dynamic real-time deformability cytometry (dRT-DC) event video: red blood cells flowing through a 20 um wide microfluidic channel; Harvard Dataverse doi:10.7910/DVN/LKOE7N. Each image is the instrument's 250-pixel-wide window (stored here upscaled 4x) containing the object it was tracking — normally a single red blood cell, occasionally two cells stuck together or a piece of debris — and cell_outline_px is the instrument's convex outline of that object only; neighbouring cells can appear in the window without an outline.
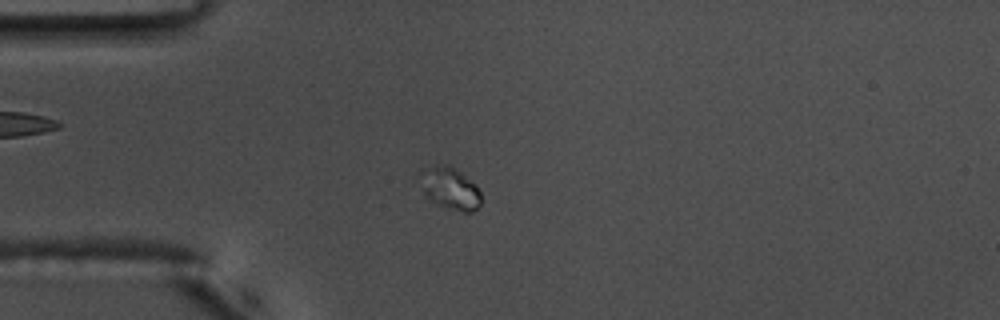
{"species": "common noctule bat (a hibernating species)", "species_latin": "Nyctalus noctula", "temperature_condition": "warm", "stored_images_in_passage": 57, "camera_frame_rate_fps": 3000, "um_per_image_px": 0.085, "animal": {"sex": "male", "body_mass_g": 17.5, "forearm_length_mm": 52.3}, "frame": {"image": 1, "passage_image": 13, "time_ms": 4.0, "image_size_px": [1000, 320], "cell_outline_px": [[480, 204], [472, 212], [464, 212], [448, 208], [436, 204], [428, 200], [424, 196], [420, 172], [424, 168], [436, 164], [448, 164], [460, 172], [480, 192]], "centroid_in_image_um": [38.19, 16.01], "position_along_channel_um": 46.8, "area_um2": 14.74}}
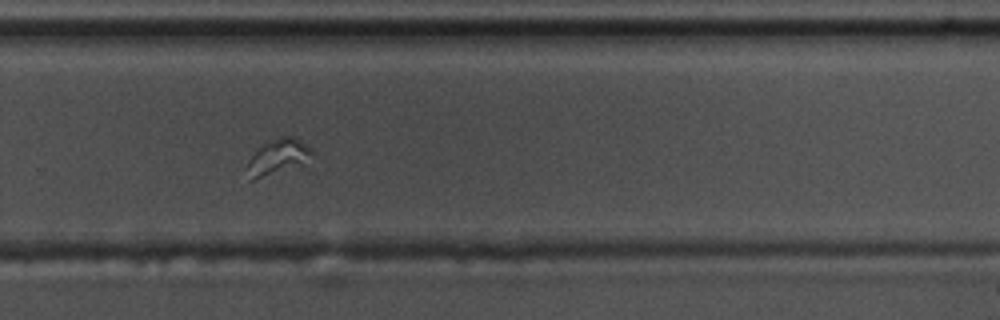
{"frame": {"image": 2, "passage_image": 37, "time_ms": 12.0, "image_size_px": [1000, 320], "cell_outline_px": [[312, 152], [300, 164], [252, 180], [248, 180], [244, 168], [248, 160], [264, 144], [280, 136], [292, 136], [300, 140]], "centroid_in_image_um": [23.5, 13.34], "position_along_channel_um": 306.3, "area_um2": 12.66}}
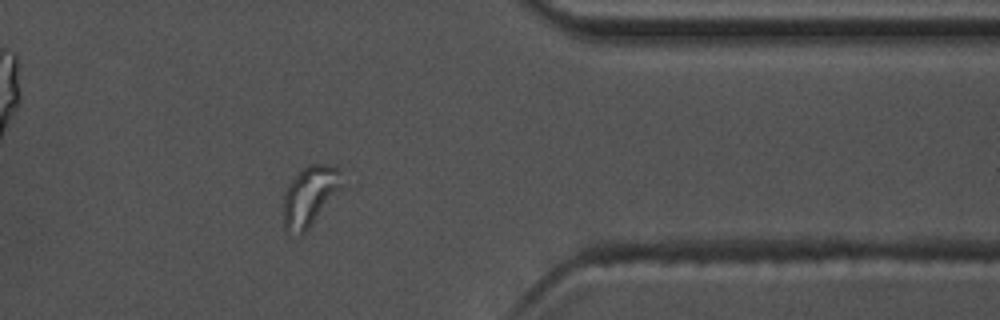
{"frame": {"image": 3, "passage_image": 45, "time_ms": 14.667, "image_size_px": [1000, 320], "cell_outline_px": [[344, 188], [304, 236], [288, 236], [284, 232], [284, 192], [288, 184], [308, 164], [324, 164], [340, 168]], "centroid_in_image_um": [26.36, 16.75], "position_along_channel_um": 385.0, "area_um2": 21.44}}